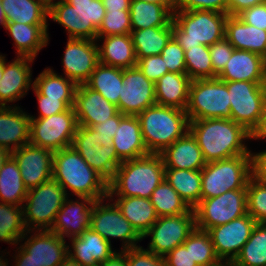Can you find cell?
<instances>
[{
  "mask_svg": "<svg viewBox=\"0 0 266 266\" xmlns=\"http://www.w3.org/2000/svg\"><path fill=\"white\" fill-rule=\"evenodd\" d=\"M149 199L158 217L185 214L191 209L165 179L153 190Z\"/></svg>",
  "mask_w": 266,
  "mask_h": 266,
  "instance_id": "obj_43",
  "label": "cell"
},
{
  "mask_svg": "<svg viewBox=\"0 0 266 266\" xmlns=\"http://www.w3.org/2000/svg\"><path fill=\"white\" fill-rule=\"evenodd\" d=\"M21 172L25 187L29 190L52 179L53 152L31 143L11 152Z\"/></svg>",
  "mask_w": 266,
  "mask_h": 266,
  "instance_id": "obj_18",
  "label": "cell"
},
{
  "mask_svg": "<svg viewBox=\"0 0 266 266\" xmlns=\"http://www.w3.org/2000/svg\"><path fill=\"white\" fill-rule=\"evenodd\" d=\"M234 49L225 37L209 46L213 71L217 75L224 69Z\"/></svg>",
  "mask_w": 266,
  "mask_h": 266,
  "instance_id": "obj_53",
  "label": "cell"
},
{
  "mask_svg": "<svg viewBox=\"0 0 266 266\" xmlns=\"http://www.w3.org/2000/svg\"><path fill=\"white\" fill-rule=\"evenodd\" d=\"M266 140V106L257 125L250 132V140Z\"/></svg>",
  "mask_w": 266,
  "mask_h": 266,
  "instance_id": "obj_61",
  "label": "cell"
},
{
  "mask_svg": "<svg viewBox=\"0 0 266 266\" xmlns=\"http://www.w3.org/2000/svg\"><path fill=\"white\" fill-rule=\"evenodd\" d=\"M27 231L23 207L0 202V241L9 245H18ZM4 257L5 255L1 254L0 266H8L9 261Z\"/></svg>",
  "mask_w": 266,
  "mask_h": 266,
  "instance_id": "obj_36",
  "label": "cell"
},
{
  "mask_svg": "<svg viewBox=\"0 0 266 266\" xmlns=\"http://www.w3.org/2000/svg\"><path fill=\"white\" fill-rule=\"evenodd\" d=\"M189 132L196 139L206 163L238 155H251L245 143V140L250 139V132L232 119L192 120Z\"/></svg>",
  "mask_w": 266,
  "mask_h": 266,
  "instance_id": "obj_1",
  "label": "cell"
},
{
  "mask_svg": "<svg viewBox=\"0 0 266 266\" xmlns=\"http://www.w3.org/2000/svg\"><path fill=\"white\" fill-rule=\"evenodd\" d=\"M58 266H82V265L68 255L64 259V261L61 262Z\"/></svg>",
  "mask_w": 266,
  "mask_h": 266,
  "instance_id": "obj_66",
  "label": "cell"
},
{
  "mask_svg": "<svg viewBox=\"0 0 266 266\" xmlns=\"http://www.w3.org/2000/svg\"><path fill=\"white\" fill-rule=\"evenodd\" d=\"M106 199L109 203L104 202ZM110 201L111 199L108 196L95 201L91 214L90 228L100 234L110 244L111 239H120L122 241L120 250L140 246L137 243L143 240L142 236L122 215L115 202L110 203Z\"/></svg>",
  "mask_w": 266,
  "mask_h": 266,
  "instance_id": "obj_11",
  "label": "cell"
},
{
  "mask_svg": "<svg viewBox=\"0 0 266 266\" xmlns=\"http://www.w3.org/2000/svg\"><path fill=\"white\" fill-rule=\"evenodd\" d=\"M5 29L14 41L18 57H30L35 60L40 50L48 45V25L6 22Z\"/></svg>",
  "mask_w": 266,
  "mask_h": 266,
  "instance_id": "obj_28",
  "label": "cell"
},
{
  "mask_svg": "<svg viewBox=\"0 0 266 266\" xmlns=\"http://www.w3.org/2000/svg\"><path fill=\"white\" fill-rule=\"evenodd\" d=\"M230 119L248 132L257 125L266 106V82L226 81Z\"/></svg>",
  "mask_w": 266,
  "mask_h": 266,
  "instance_id": "obj_9",
  "label": "cell"
},
{
  "mask_svg": "<svg viewBox=\"0 0 266 266\" xmlns=\"http://www.w3.org/2000/svg\"><path fill=\"white\" fill-rule=\"evenodd\" d=\"M30 139V115L20 106H0V147L13 152Z\"/></svg>",
  "mask_w": 266,
  "mask_h": 266,
  "instance_id": "obj_24",
  "label": "cell"
},
{
  "mask_svg": "<svg viewBox=\"0 0 266 266\" xmlns=\"http://www.w3.org/2000/svg\"><path fill=\"white\" fill-rule=\"evenodd\" d=\"M115 202L122 215L132 224L142 236L157 221L158 216L150 199L139 197H110Z\"/></svg>",
  "mask_w": 266,
  "mask_h": 266,
  "instance_id": "obj_32",
  "label": "cell"
},
{
  "mask_svg": "<svg viewBox=\"0 0 266 266\" xmlns=\"http://www.w3.org/2000/svg\"><path fill=\"white\" fill-rule=\"evenodd\" d=\"M67 197L64 188L53 178L29 189L22 206L27 230H50Z\"/></svg>",
  "mask_w": 266,
  "mask_h": 266,
  "instance_id": "obj_8",
  "label": "cell"
},
{
  "mask_svg": "<svg viewBox=\"0 0 266 266\" xmlns=\"http://www.w3.org/2000/svg\"><path fill=\"white\" fill-rule=\"evenodd\" d=\"M149 153L160 154L189 132L185 110L155 104L137 115Z\"/></svg>",
  "mask_w": 266,
  "mask_h": 266,
  "instance_id": "obj_4",
  "label": "cell"
},
{
  "mask_svg": "<svg viewBox=\"0 0 266 266\" xmlns=\"http://www.w3.org/2000/svg\"><path fill=\"white\" fill-rule=\"evenodd\" d=\"M265 2L266 0H227V14L237 16L242 11Z\"/></svg>",
  "mask_w": 266,
  "mask_h": 266,
  "instance_id": "obj_59",
  "label": "cell"
},
{
  "mask_svg": "<svg viewBox=\"0 0 266 266\" xmlns=\"http://www.w3.org/2000/svg\"><path fill=\"white\" fill-rule=\"evenodd\" d=\"M94 203L95 200L92 198L78 197V200L75 201L69 199L68 196L56 214L52 228L49 231L64 239L80 236L90 228Z\"/></svg>",
  "mask_w": 266,
  "mask_h": 266,
  "instance_id": "obj_20",
  "label": "cell"
},
{
  "mask_svg": "<svg viewBox=\"0 0 266 266\" xmlns=\"http://www.w3.org/2000/svg\"><path fill=\"white\" fill-rule=\"evenodd\" d=\"M27 193L18 164L10 156L0 171V202L23 206Z\"/></svg>",
  "mask_w": 266,
  "mask_h": 266,
  "instance_id": "obj_39",
  "label": "cell"
},
{
  "mask_svg": "<svg viewBox=\"0 0 266 266\" xmlns=\"http://www.w3.org/2000/svg\"><path fill=\"white\" fill-rule=\"evenodd\" d=\"M48 18L67 31L68 38L85 39V16L65 0H58L48 7Z\"/></svg>",
  "mask_w": 266,
  "mask_h": 266,
  "instance_id": "obj_41",
  "label": "cell"
},
{
  "mask_svg": "<svg viewBox=\"0 0 266 266\" xmlns=\"http://www.w3.org/2000/svg\"><path fill=\"white\" fill-rule=\"evenodd\" d=\"M6 57L0 53V80L3 76L4 63L6 62Z\"/></svg>",
  "mask_w": 266,
  "mask_h": 266,
  "instance_id": "obj_68",
  "label": "cell"
},
{
  "mask_svg": "<svg viewBox=\"0 0 266 266\" xmlns=\"http://www.w3.org/2000/svg\"><path fill=\"white\" fill-rule=\"evenodd\" d=\"M246 202L247 213L257 223H266V182L252 176L246 188Z\"/></svg>",
  "mask_w": 266,
  "mask_h": 266,
  "instance_id": "obj_47",
  "label": "cell"
},
{
  "mask_svg": "<svg viewBox=\"0 0 266 266\" xmlns=\"http://www.w3.org/2000/svg\"><path fill=\"white\" fill-rule=\"evenodd\" d=\"M106 11L130 10L131 0H102Z\"/></svg>",
  "mask_w": 266,
  "mask_h": 266,
  "instance_id": "obj_63",
  "label": "cell"
},
{
  "mask_svg": "<svg viewBox=\"0 0 266 266\" xmlns=\"http://www.w3.org/2000/svg\"><path fill=\"white\" fill-rule=\"evenodd\" d=\"M251 177V155L208 162L201 170V200L217 197L229 190L247 188Z\"/></svg>",
  "mask_w": 266,
  "mask_h": 266,
  "instance_id": "obj_6",
  "label": "cell"
},
{
  "mask_svg": "<svg viewBox=\"0 0 266 266\" xmlns=\"http://www.w3.org/2000/svg\"><path fill=\"white\" fill-rule=\"evenodd\" d=\"M252 176L262 182H266V150L252 153Z\"/></svg>",
  "mask_w": 266,
  "mask_h": 266,
  "instance_id": "obj_58",
  "label": "cell"
},
{
  "mask_svg": "<svg viewBox=\"0 0 266 266\" xmlns=\"http://www.w3.org/2000/svg\"><path fill=\"white\" fill-rule=\"evenodd\" d=\"M257 222L248 213L208 230L214 250L222 263L230 265L248 241Z\"/></svg>",
  "mask_w": 266,
  "mask_h": 266,
  "instance_id": "obj_15",
  "label": "cell"
},
{
  "mask_svg": "<svg viewBox=\"0 0 266 266\" xmlns=\"http://www.w3.org/2000/svg\"><path fill=\"white\" fill-rule=\"evenodd\" d=\"M69 240L71 246L68 245V255L82 266H98L116 252L112 244L91 228Z\"/></svg>",
  "mask_w": 266,
  "mask_h": 266,
  "instance_id": "obj_25",
  "label": "cell"
},
{
  "mask_svg": "<svg viewBox=\"0 0 266 266\" xmlns=\"http://www.w3.org/2000/svg\"><path fill=\"white\" fill-rule=\"evenodd\" d=\"M137 59L160 55L172 38V22L166 27H149L131 31Z\"/></svg>",
  "mask_w": 266,
  "mask_h": 266,
  "instance_id": "obj_38",
  "label": "cell"
},
{
  "mask_svg": "<svg viewBox=\"0 0 266 266\" xmlns=\"http://www.w3.org/2000/svg\"><path fill=\"white\" fill-rule=\"evenodd\" d=\"M130 20L132 31L149 27H166L172 22L173 14L163 5L131 0Z\"/></svg>",
  "mask_w": 266,
  "mask_h": 266,
  "instance_id": "obj_34",
  "label": "cell"
},
{
  "mask_svg": "<svg viewBox=\"0 0 266 266\" xmlns=\"http://www.w3.org/2000/svg\"><path fill=\"white\" fill-rule=\"evenodd\" d=\"M85 16V39L96 40L106 9L102 0H65Z\"/></svg>",
  "mask_w": 266,
  "mask_h": 266,
  "instance_id": "obj_46",
  "label": "cell"
},
{
  "mask_svg": "<svg viewBox=\"0 0 266 266\" xmlns=\"http://www.w3.org/2000/svg\"><path fill=\"white\" fill-rule=\"evenodd\" d=\"M130 10L106 11L97 38L131 33Z\"/></svg>",
  "mask_w": 266,
  "mask_h": 266,
  "instance_id": "obj_48",
  "label": "cell"
},
{
  "mask_svg": "<svg viewBox=\"0 0 266 266\" xmlns=\"http://www.w3.org/2000/svg\"><path fill=\"white\" fill-rule=\"evenodd\" d=\"M164 261L165 266H198V264L192 260L190 247H185L183 244L175 247L165 255Z\"/></svg>",
  "mask_w": 266,
  "mask_h": 266,
  "instance_id": "obj_57",
  "label": "cell"
},
{
  "mask_svg": "<svg viewBox=\"0 0 266 266\" xmlns=\"http://www.w3.org/2000/svg\"><path fill=\"white\" fill-rule=\"evenodd\" d=\"M16 249L17 251L13 250L17 253L13 256L15 266H41L35 260L29 258V254L21 246H17Z\"/></svg>",
  "mask_w": 266,
  "mask_h": 266,
  "instance_id": "obj_60",
  "label": "cell"
},
{
  "mask_svg": "<svg viewBox=\"0 0 266 266\" xmlns=\"http://www.w3.org/2000/svg\"><path fill=\"white\" fill-rule=\"evenodd\" d=\"M40 1H42L47 7L56 2V0H40Z\"/></svg>",
  "mask_w": 266,
  "mask_h": 266,
  "instance_id": "obj_69",
  "label": "cell"
},
{
  "mask_svg": "<svg viewBox=\"0 0 266 266\" xmlns=\"http://www.w3.org/2000/svg\"><path fill=\"white\" fill-rule=\"evenodd\" d=\"M125 251L127 266H165L164 257L156 255L142 246Z\"/></svg>",
  "mask_w": 266,
  "mask_h": 266,
  "instance_id": "obj_51",
  "label": "cell"
},
{
  "mask_svg": "<svg viewBox=\"0 0 266 266\" xmlns=\"http://www.w3.org/2000/svg\"><path fill=\"white\" fill-rule=\"evenodd\" d=\"M225 38L235 49L254 52L266 59V30L246 24L237 16L228 15Z\"/></svg>",
  "mask_w": 266,
  "mask_h": 266,
  "instance_id": "obj_30",
  "label": "cell"
},
{
  "mask_svg": "<svg viewBox=\"0 0 266 266\" xmlns=\"http://www.w3.org/2000/svg\"><path fill=\"white\" fill-rule=\"evenodd\" d=\"M98 266H127L126 251H116L112 256H110L107 260L101 262Z\"/></svg>",
  "mask_w": 266,
  "mask_h": 266,
  "instance_id": "obj_62",
  "label": "cell"
},
{
  "mask_svg": "<svg viewBox=\"0 0 266 266\" xmlns=\"http://www.w3.org/2000/svg\"><path fill=\"white\" fill-rule=\"evenodd\" d=\"M87 164L109 182L122 161L113 145H103L91 127L78 125L71 145Z\"/></svg>",
  "mask_w": 266,
  "mask_h": 266,
  "instance_id": "obj_14",
  "label": "cell"
},
{
  "mask_svg": "<svg viewBox=\"0 0 266 266\" xmlns=\"http://www.w3.org/2000/svg\"><path fill=\"white\" fill-rule=\"evenodd\" d=\"M153 83H156L168 71L161 55H152L137 59L136 65Z\"/></svg>",
  "mask_w": 266,
  "mask_h": 266,
  "instance_id": "obj_52",
  "label": "cell"
},
{
  "mask_svg": "<svg viewBox=\"0 0 266 266\" xmlns=\"http://www.w3.org/2000/svg\"><path fill=\"white\" fill-rule=\"evenodd\" d=\"M191 81L186 73L167 72L155 83L156 104L186 111Z\"/></svg>",
  "mask_w": 266,
  "mask_h": 266,
  "instance_id": "obj_31",
  "label": "cell"
},
{
  "mask_svg": "<svg viewBox=\"0 0 266 266\" xmlns=\"http://www.w3.org/2000/svg\"><path fill=\"white\" fill-rule=\"evenodd\" d=\"M0 25H2L3 28H5L6 25L5 14L3 12L1 0H0Z\"/></svg>",
  "mask_w": 266,
  "mask_h": 266,
  "instance_id": "obj_67",
  "label": "cell"
},
{
  "mask_svg": "<svg viewBox=\"0 0 266 266\" xmlns=\"http://www.w3.org/2000/svg\"><path fill=\"white\" fill-rule=\"evenodd\" d=\"M77 84L52 68H46L33 81V87L43 96L53 99H75Z\"/></svg>",
  "mask_w": 266,
  "mask_h": 266,
  "instance_id": "obj_40",
  "label": "cell"
},
{
  "mask_svg": "<svg viewBox=\"0 0 266 266\" xmlns=\"http://www.w3.org/2000/svg\"><path fill=\"white\" fill-rule=\"evenodd\" d=\"M138 1L152 2V3L159 4V5H163L172 14L174 13L175 8H176V0H138Z\"/></svg>",
  "mask_w": 266,
  "mask_h": 266,
  "instance_id": "obj_64",
  "label": "cell"
},
{
  "mask_svg": "<svg viewBox=\"0 0 266 266\" xmlns=\"http://www.w3.org/2000/svg\"><path fill=\"white\" fill-rule=\"evenodd\" d=\"M35 92L38 100L39 115H30V118H46L60 112L67 111L70 107H74L75 99H53L41 95L34 87L31 88Z\"/></svg>",
  "mask_w": 266,
  "mask_h": 266,
  "instance_id": "obj_49",
  "label": "cell"
},
{
  "mask_svg": "<svg viewBox=\"0 0 266 266\" xmlns=\"http://www.w3.org/2000/svg\"><path fill=\"white\" fill-rule=\"evenodd\" d=\"M33 62V58L17 56L13 61L4 63L0 80V106H10L7 103L19 101L27 95L30 87H33Z\"/></svg>",
  "mask_w": 266,
  "mask_h": 266,
  "instance_id": "obj_21",
  "label": "cell"
},
{
  "mask_svg": "<svg viewBox=\"0 0 266 266\" xmlns=\"http://www.w3.org/2000/svg\"><path fill=\"white\" fill-rule=\"evenodd\" d=\"M160 154L165 168L202 170L206 165L202 151L190 132Z\"/></svg>",
  "mask_w": 266,
  "mask_h": 266,
  "instance_id": "obj_27",
  "label": "cell"
},
{
  "mask_svg": "<svg viewBox=\"0 0 266 266\" xmlns=\"http://www.w3.org/2000/svg\"><path fill=\"white\" fill-rule=\"evenodd\" d=\"M228 14L206 11L175 10L172 20V37L184 52L196 46H211L225 37Z\"/></svg>",
  "mask_w": 266,
  "mask_h": 266,
  "instance_id": "obj_5",
  "label": "cell"
},
{
  "mask_svg": "<svg viewBox=\"0 0 266 266\" xmlns=\"http://www.w3.org/2000/svg\"><path fill=\"white\" fill-rule=\"evenodd\" d=\"M96 40L68 38L62 58L64 75L77 85L85 84L99 63Z\"/></svg>",
  "mask_w": 266,
  "mask_h": 266,
  "instance_id": "obj_17",
  "label": "cell"
},
{
  "mask_svg": "<svg viewBox=\"0 0 266 266\" xmlns=\"http://www.w3.org/2000/svg\"><path fill=\"white\" fill-rule=\"evenodd\" d=\"M190 247V255L198 266H229L221 262L215 253L212 239L206 230L195 228L184 241Z\"/></svg>",
  "mask_w": 266,
  "mask_h": 266,
  "instance_id": "obj_44",
  "label": "cell"
},
{
  "mask_svg": "<svg viewBox=\"0 0 266 266\" xmlns=\"http://www.w3.org/2000/svg\"><path fill=\"white\" fill-rule=\"evenodd\" d=\"M175 10H206L227 14V0H176Z\"/></svg>",
  "mask_w": 266,
  "mask_h": 266,
  "instance_id": "obj_54",
  "label": "cell"
},
{
  "mask_svg": "<svg viewBox=\"0 0 266 266\" xmlns=\"http://www.w3.org/2000/svg\"><path fill=\"white\" fill-rule=\"evenodd\" d=\"M186 74L191 80L216 78L213 71L209 46L200 45L184 52Z\"/></svg>",
  "mask_w": 266,
  "mask_h": 266,
  "instance_id": "obj_45",
  "label": "cell"
},
{
  "mask_svg": "<svg viewBox=\"0 0 266 266\" xmlns=\"http://www.w3.org/2000/svg\"><path fill=\"white\" fill-rule=\"evenodd\" d=\"M74 109L78 125L85 127L103 123L119 113L117 106L86 84L77 86Z\"/></svg>",
  "mask_w": 266,
  "mask_h": 266,
  "instance_id": "obj_22",
  "label": "cell"
},
{
  "mask_svg": "<svg viewBox=\"0 0 266 266\" xmlns=\"http://www.w3.org/2000/svg\"><path fill=\"white\" fill-rule=\"evenodd\" d=\"M246 188L229 190L217 197L202 199L193 208L196 227L208 231L247 214Z\"/></svg>",
  "mask_w": 266,
  "mask_h": 266,
  "instance_id": "obj_12",
  "label": "cell"
},
{
  "mask_svg": "<svg viewBox=\"0 0 266 266\" xmlns=\"http://www.w3.org/2000/svg\"><path fill=\"white\" fill-rule=\"evenodd\" d=\"M85 84L118 107L123 86V69L99 62Z\"/></svg>",
  "mask_w": 266,
  "mask_h": 266,
  "instance_id": "obj_35",
  "label": "cell"
},
{
  "mask_svg": "<svg viewBox=\"0 0 266 266\" xmlns=\"http://www.w3.org/2000/svg\"><path fill=\"white\" fill-rule=\"evenodd\" d=\"M112 138V145L123 162L149 154L144 143L140 121L136 115H124Z\"/></svg>",
  "mask_w": 266,
  "mask_h": 266,
  "instance_id": "obj_26",
  "label": "cell"
},
{
  "mask_svg": "<svg viewBox=\"0 0 266 266\" xmlns=\"http://www.w3.org/2000/svg\"><path fill=\"white\" fill-rule=\"evenodd\" d=\"M186 113L190 121L230 119V98L226 81L216 78L192 80Z\"/></svg>",
  "mask_w": 266,
  "mask_h": 266,
  "instance_id": "obj_7",
  "label": "cell"
},
{
  "mask_svg": "<svg viewBox=\"0 0 266 266\" xmlns=\"http://www.w3.org/2000/svg\"><path fill=\"white\" fill-rule=\"evenodd\" d=\"M195 228V212L191 208L185 214L158 217L142 235V239L151 236L147 250L164 257L175 247L182 245Z\"/></svg>",
  "mask_w": 266,
  "mask_h": 266,
  "instance_id": "obj_13",
  "label": "cell"
},
{
  "mask_svg": "<svg viewBox=\"0 0 266 266\" xmlns=\"http://www.w3.org/2000/svg\"><path fill=\"white\" fill-rule=\"evenodd\" d=\"M52 178L64 188L67 196L72 194L95 201L108 196V182L72 146L53 152Z\"/></svg>",
  "mask_w": 266,
  "mask_h": 266,
  "instance_id": "obj_2",
  "label": "cell"
},
{
  "mask_svg": "<svg viewBox=\"0 0 266 266\" xmlns=\"http://www.w3.org/2000/svg\"><path fill=\"white\" fill-rule=\"evenodd\" d=\"M6 22L49 25L48 7L40 0H1Z\"/></svg>",
  "mask_w": 266,
  "mask_h": 266,
  "instance_id": "obj_33",
  "label": "cell"
},
{
  "mask_svg": "<svg viewBox=\"0 0 266 266\" xmlns=\"http://www.w3.org/2000/svg\"><path fill=\"white\" fill-rule=\"evenodd\" d=\"M217 77L223 81L266 82V59L254 52L234 49Z\"/></svg>",
  "mask_w": 266,
  "mask_h": 266,
  "instance_id": "obj_23",
  "label": "cell"
},
{
  "mask_svg": "<svg viewBox=\"0 0 266 266\" xmlns=\"http://www.w3.org/2000/svg\"><path fill=\"white\" fill-rule=\"evenodd\" d=\"M123 116L124 114L119 112L116 116L107 119V121L91 126V128L97 132V139L101 146L112 145V138L115 135V131L119 127L120 120Z\"/></svg>",
  "mask_w": 266,
  "mask_h": 266,
  "instance_id": "obj_55",
  "label": "cell"
},
{
  "mask_svg": "<svg viewBox=\"0 0 266 266\" xmlns=\"http://www.w3.org/2000/svg\"><path fill=\"white\" fill-rule=\"evenodd\" d=\"M23 241L24 243H20ZM19 243L29 254V258L41 266H58L68 256L66 240L49 230L27 231Z\"/></svg>",
  "mask_w": 266,
  "mask_h": 266,
  "instance_id": "obj_19",
  "label": "cell"
},
{
  "mask_svg": "<svg viewBox=\"0 0 266 266\" xmlns=\"http://www.w3.org/2000/svg\"><path fill=\"white\" fill-rule=\"evenodd\" d=\"M164 179L165 166L161 154L149 153L138 159L123 161L108 182V197L149 199Z\"/></svg>",
  "mask_w": 266,
  "mask_h": 266,
  "instance_id": "obj_3",
  "label": "cell"
},
{
  "mask_svg": "<svg viewBox=\"0 0 266 266\" xmlns=\"http://www.w3.org/2000/svg\"><path fill=\"white\" fill-rule=\"evenodd\" d=\"M237 17L246 24L266 30V2L242 11Z\"/></svg>",
  "mask_w": 266,
  "mask_h": 266,
  "instance_id": "obj_56",
  "label": "cell"
},
{
  "mask_svg": "<svg viewBox=\"0 0 266 266\" xmlns=\"http://www.w3.org/2000/svg\"><path fill=\"white\" fill-rule=\"evenodd\" d=\"M11 156V152H9L7 149L0 147V171L6 162V160Z\"/></svg>",
  "mask_w": 266,
  "mask_h": 266,
  "instance_id": "obj_65",
  "label": "cell"
},
{
  "mask_svg": "<svg viewBox=\"0 0 266 266\" xmlns=\"http://www.w3.org/2000/svg\"><path fill=\"white\" fill-rule=\"evenodd\" d=\"M78 122L74 107L46 118H30L29 143L52 152L72 145Z\"/></svg>",
  "mask_w": 266,
  "mask_h": 266,
  "instance_id": "obj_10",
  "label": "cell"
},
{
  "mask_svg": "<svg viewBox=\"0 0 266 266\" xmlns=\"http://www.w3.org/2000/svg\"><path fill=\"white\" fill-rule=\"evenodd\" d=\"M101 40L103 43L97 44L100 63L121 69L136 67L137 57L130 34L99 37L96 42Z\"/></svg>",
  "mask_w": 266,
  "mask_h": 266,
  "instance_id": "obj_29",
  "label": "cell"
},
{
  "mask_svg": "<svg viewBox=\"0 0 266 266\" xmlns=\"http://www.w3.org/2000/svg\"><path fill=\"white\" fill-rule=\"evenodd\" d=\"M156 104L155 83L136 67L123 69V86L118 110L124 115H138Z\"/></svg>",
  "mask_w": 266,
  "mask_h": 266,
  "instance_id": "obj_16",
  "label": "cell"
},
{
  "mask_svg": "<svg viewBox=\"0 0 266 266\" xmlns=\"http://www.w3.org/2000/svg\"><path fill=\"white\" fill-rule=\"evenodd\" d=\"M165 180L194 208L201 200V170L165 168Z\"/></svg>",
  "mask_w": 266,
  "mask_h": 266,
  "instance_id": "obj_37",
  "label": "cell"
},
{
  "mask_svg": "<svg viewBox=\"0 0 266 266\" xmlns=\"http://www.w3.org/2000/svg\"><path fill=\"white\" fill-rule=\"evenodd\" d=\"M165 66L172 73H186L184 49L172 37L160 54Z\"/></svg>",
  "mask_w": 266,
  "mask_h": 266,
  "instance_id": "obj_50",
  "label": "cell"
},
{
  "mask_svg": "<svg viewBox=\"0 0 266 266\" xmlns=\"http://www.w3.org/2000/svg\"><path fill=\"white\" fill-rule=\"evenodd\" d=\"M229 266H266V223H257L250 238Z\"/></svg>",
  "mask_w": 266,
  "mask_h": 266,
  "instance_id": "obj_42",
  "label": "cell"
}]
</instances>
